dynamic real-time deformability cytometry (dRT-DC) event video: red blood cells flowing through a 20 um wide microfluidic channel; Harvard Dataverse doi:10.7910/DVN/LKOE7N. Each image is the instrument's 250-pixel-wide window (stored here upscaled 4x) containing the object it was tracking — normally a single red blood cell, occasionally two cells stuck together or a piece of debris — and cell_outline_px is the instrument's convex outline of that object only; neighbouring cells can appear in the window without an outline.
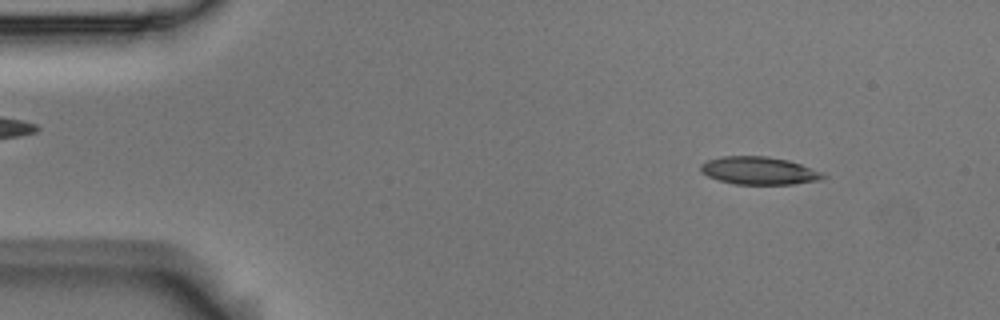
{"species": "Egyptian fruit bat (a non-hibernating species)", "species_latin": "Rousettus aegyptiacus", "temperature_condition": "room temperature", "stored_images_in_passage": 53, "camera_frame_rate_fps": 3000, "um_per_image_px": 0.085, "animal": {"sex": "male"}, "frame": {"image": 1, "passage_image": 6, "time_ms": 1.667, "image_size_px": [1000, 320], "cell_outline_px": [[828, 176], [820, 180], [792, 184], [736, 184], [720, 180], [708, 176], [700, 172], [700, 164], [708, 160], [720, 156], [768, 156], [788, 160], [824, 172]], "centroid_in_image_um": [64.53, 14.5], "position_along_channel_um": 20.5, "area_um2": 19.88}}
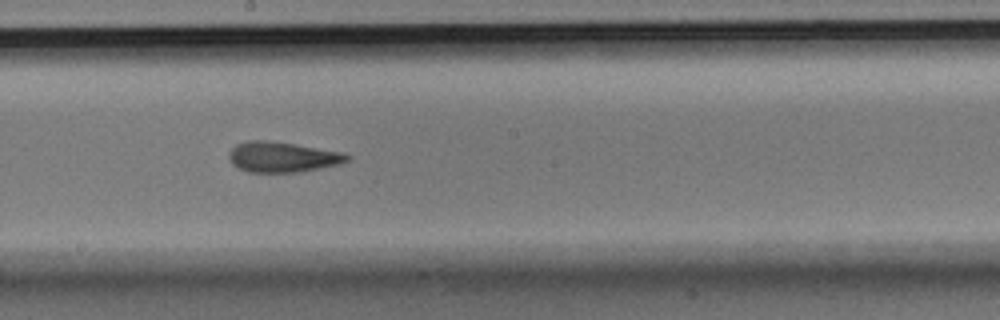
{"frame": {"image": 2, "passage_image": 29, "time_ms": 9.333, "image_size_px": [1000, 320], "cell_outline_px": [[352, 156], [348, 160], [340, 164], [300, 172], [248, 172], [232, 164], [228, 160], [228, 152], [236, 144], [248, 140], [264, 140], [292, 144], [340, 152]], "centroid_in_image_um": [23.96, 13.35], "position_along_channel_um": 224.2, "area_um2": 20.75}}
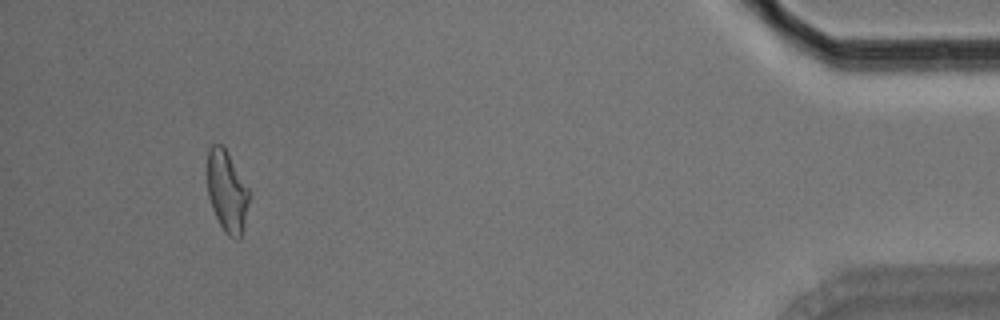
{"frame": {"image": 3, "passage_image": 50, "time_ms": 16.333, "image_size_px": [1000, 320], "cell_outline_px": [[248, 204], [244, 224], [240, 236], [236, 240], [228, 236], [224, 232], [212, 208], [208, 196], [208, 148], [212, 144], [224, 144], [248, 188]], "centroid_in_image_um": [19.28, 16.24], "position_along_channel_um": 415.9, "area_um2": 19.65}, "authors_computed_cell_mechanics": {"area_um2": 20.2878, "velocity_mm_per_s": 3.7078, "shape_relaxation_time_tau1_ms": null, "shape_relaxation_time_tau2_ms": 3.2412, "deformation_change_tau1": null, "deformation_change_tau2": 0.112}}